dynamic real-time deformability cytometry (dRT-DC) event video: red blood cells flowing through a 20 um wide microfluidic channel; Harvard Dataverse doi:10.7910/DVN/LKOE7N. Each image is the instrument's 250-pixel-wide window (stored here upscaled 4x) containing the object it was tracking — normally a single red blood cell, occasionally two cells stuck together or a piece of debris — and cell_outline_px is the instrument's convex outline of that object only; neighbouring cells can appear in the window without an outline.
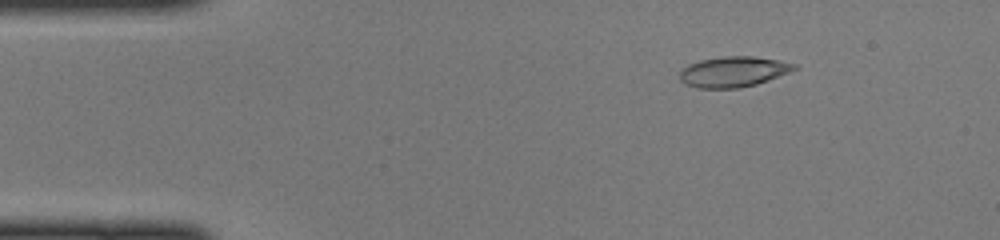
{"species": "common noctule bat (a hibernating species)", "species_latin": "Nyctalus noctula", "temperature_condition": "cold", "stored_images_in_passage": 41, "camera_frame_rate_fps": 3000, "um_per_image_px": 0.085, "animal": {"sex": "female", "body_mass_g": 22.0, "forearm_length_mm": 56.7}, "frame": {"image": 1, "passage_image": 1, "time_ms": 0.0, "image_size_px": [1000, 240], "cell_outline_px": [[796, 68], [788, 72], [768, 80], [756, 84], [740, 88], [696, 88], [684, 84], [680, 80], [680, 72], [688, 64], [700, 60], [724, 56], [752, 56], [776, 60], [796, 64]], "centroid_in_image_um": [62.28, 6.1], "position_along_channel_um": 22.7, "area_um2": 20.17}}
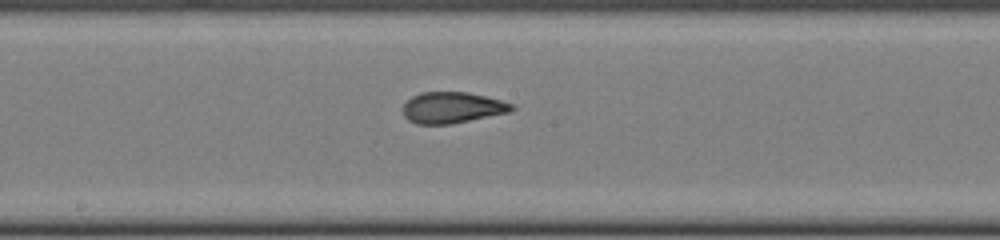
{"frame": {"image": 2, "passage_image": 19, "time_ms": 6.0, "image_size_px": [1000, 240], "cell_outline_px": [[516, 108], [508, 112], [452, 124], [416, 124], [408, 120], [404, 116], [404, 104], [412, 96], [420, 92], [468, 92], [500, 100], [512, 104]], "centroid_in_image_um": [38.41, 9.15], "position_along_channel_um": 209.8, "area_um2": 19.59}}
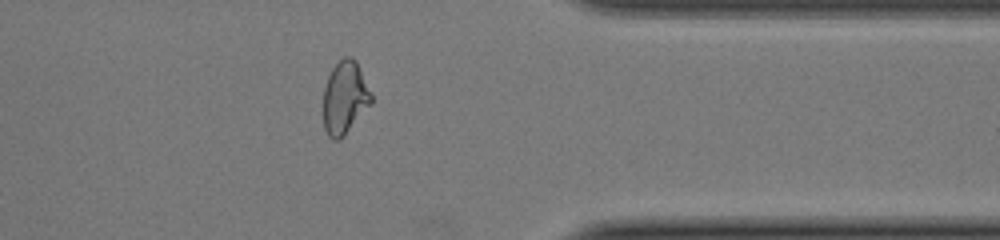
{"frame": {"image": 3, "passage_image": 32, "time_ms": 10.333, "image_size_px": [1000, 240], "cell_outline_px": [[372, 104], [344, 136], [340, 140], [332, 140], [328, 136], [324, 128], [324, 88], [328, 76], [332, 68], [344, 56], [352, 56], [356, 60], [372, 96]], "centroid_in_image_um": [29.31, 8.32], "position_along_channel_um": 382.1, "area_um2": 20.4}}